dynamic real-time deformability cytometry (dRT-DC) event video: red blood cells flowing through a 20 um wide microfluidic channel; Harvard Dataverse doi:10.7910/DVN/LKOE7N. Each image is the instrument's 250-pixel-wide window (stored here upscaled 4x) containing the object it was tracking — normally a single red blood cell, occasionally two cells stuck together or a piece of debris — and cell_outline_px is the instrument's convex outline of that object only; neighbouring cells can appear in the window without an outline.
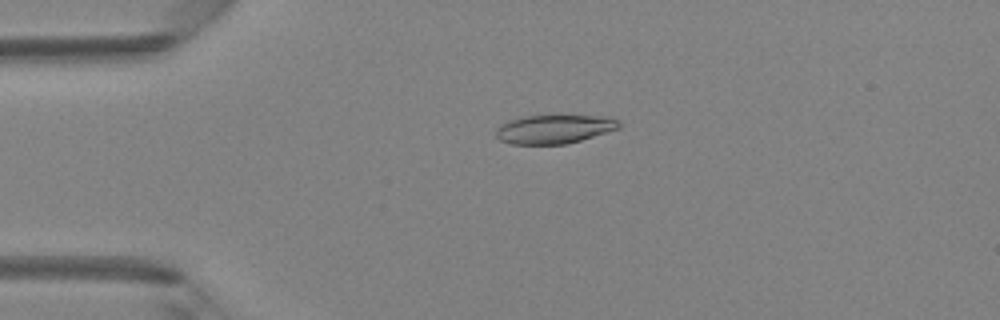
{"species": "Egyptian fruit bat (a non-hibernating species)", "species_latin": "Rousettus aegyptiacus", "temperature_condition": "room temperature", "stored_images_in_passage": 48, "camera_frame_rate_fps": 3000, "um_per_image_px": 0.085, "animal": {"sex": "female"}, "frame": {"image": 1, "passage_image": 11, "time_ms": 3.333, "image_size_px": [1000, 320], "cell_outline_px": [[620, 128], [568, 144], [512, 144], [500, 140], [496, 136], [496, 128], [500, 124], [508, 120], [524, 116], [552, 112], [556, 112], [596, 116], [620, 120]], "centroid_in_image_um": [47.09, 10.92], "position_along_channel_um": 37.9, "area_um2": 21.62}}
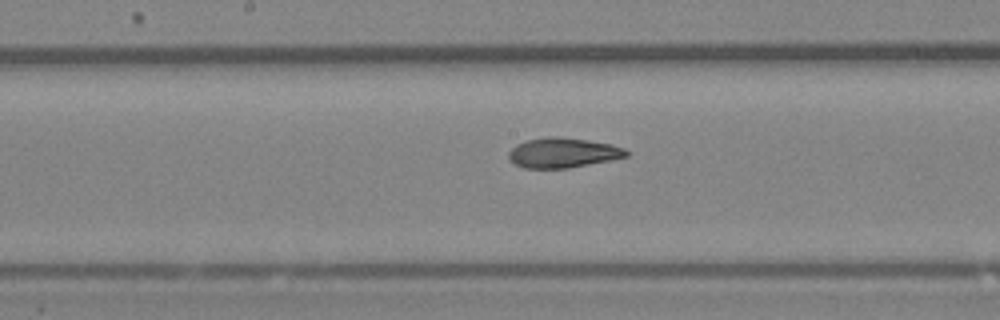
{"frame": {"image": 2, "passage_image": 25, "time_ms": 8.0, "image_size_px": [1000, 320], "cell_outline_px": [[628, 156], [568, 168], [524, 168], [512, 164], [508, 160], [508, 152], [516, 144], [528, 140], [548, 136], [560, 136], [588, 140], [612, 144], [624, 148], [628, 152]], "centroid_in_image_um": [47.79, 12.98], "position_along_channel_um": 200.4, "area_um2": 20.58}}
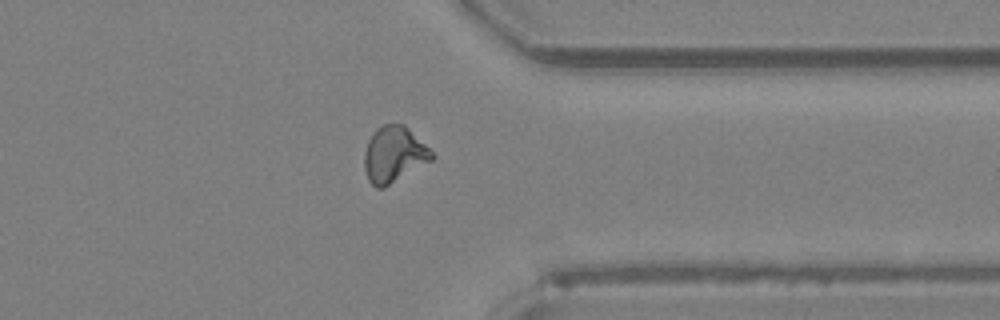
{"frame": {"image": 3, "passage_image": 38, "time_ms": 12.333, "image_size_px": [1000, 320], "cell_outline_px": [[436, 156], [432, 160], [384, 188], [376, 188], [368, 180], [364, 168], [364, 152], [368, 140], [372, 132], [376, 128], [384, 124], [404, 124]], "centroid_in_image_um": [33.45, 13.14], "position_along_channel_um": 377.9, "area_um2": 21.96}, "authors_computed_cell_mechanics": {"area_um2": 21.097, "velocity_mm_per_s": 4.2128, "shape_relaxation_time_tau1_ms": null, "shape_relaxation_time_tau2_ms": 2.5719, "deformation_change_tau1": null, "deformation_change_tau2": 0.0915}}